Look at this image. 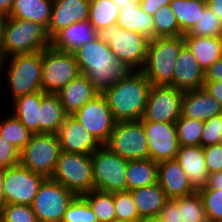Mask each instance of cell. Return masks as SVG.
Listing matches in <instances>:
<instances>
[{"label":"cell","mask_w":222,"mask_h":222,"mask_svg":"<svg viewBox=\"0 0 222 222\" xmlns=\"http://www.w3.org/2000/svg\"><path fill=\"white\" fill-rule=\"evenodd\" d=\"M72 53L81 74L88 78L99 94H103L132 71L123 61L118 60L108 44L98 37Z\"/></svg>","instance_id":"cell-1"},{"label":"cell","mask_w":222,"mask_h":222,"mask_svg":"<svg viewBox=\"0 0 222 222\" xmlns=\"http://www.w3.org/2000/svg\"><path fill=\"white\" fill-rule=\"evenodd\" d=\"M151 83L141 70H132L106 90L109 109L116 122L143 118Z\"/></svg>","instance_id":"cell-2"},{"label":"cell","mask_w":222,"mask_h":222,"mask_svg":"<svg viewBox=\"0 0 222 222\" xmlns=\"http://www.w3.org/2000/svg\"><path fill=\"white\" fill-rule=\"evenodd\" d=\"M48 47H51V38L44 25L7 17L4 24L0 60L12 55L43 51Z\"/></svg>","instance_id":"cell-3"},{"label":"cell","mask_w":222,"mask_h":222,"mask_svg":"<svg viewBox=\"0 0 222 222\" xmlns=\"http://www.w3.org/2000/svg\"><path fill=\"white\" fill-rule=\"evenodd\" d=\"M7 65L8 67H6ZM3 70H5V75L8 76L6 80L8 79L7 86L10 87L9 94L12 95V100L29 93L42 91V51L29 54L12 55L1 59L0 83L2 82V77L4 78Z\"/></svg>","instance_id":"cell-4"},{"label":"cell","mask_w":222,"mask_h":222,"mask_svg":"<svg viewBox=\"0 0 222 222\" xmlns=\"http://www.w3.org/2000/svg\"><path fill=\"white\" fill-rule=\"evenodd\" d=\"M184 45L183 36L150 40L141 71L151 85L172 86L176 59Z\"/></svg>","instance_id":"cell-5"},{"label":"cell","mask_w":222,"mask_h":222,"mask_svg":"<svg viewBox=\"0 0 222 222\" xmlns=\"http://www.w3.org/2000/svg\"><path fill=\"white\" fill-rule=\"evenodd\" d=\"M100 40L108 44L118 60L131 70H141L145 64L150 40L145 36L121 29L117 23L98 31Z\"/></svg>","instance_id":"cell-6"},{"label":"cell","mask_w":222,"mask_h":222,"mask_svg":"<svg viewBox=\"0 0 222 222\" xmlns=\"http://www.w3.org/2000/svg\"><path fill=\"white\" fill-rule=\"evenodd\" d=\"M51 179L76 196L88 193L94 189L91 155L61 151Z\"/></svg>","instance_id":"cell-7"},{"label":"cell","mask_w":222,"mask_h":222,"mask_svg":"<svg viewBox=\"0 0 222 222\" xmlns=\"http://www.w3.org/2000/svg\"><path fill=\"white\" fill-rule=\"evenodd\" d=\"M60 153L57 134L33 133L31 140L20 151L19 164L32 172L51 178Z\"/></svg>","instance_id":"cell-8"},{"label":"cell","mask_w":222,"mask_h":222,"mask_svg":"<svg viewBox=\"0 0 222 222\" xmlns=\"http://www.w3.org/2000/svg\"><path fill=\"white\" fill-rule=\"evenodd\" d=\"M81 74L72 52L48 47L42 51L41 87L45 93L58 94Z\"/></svg>","instance_id":"cell-9"},{"label":"cell","mask_w":222,"mask_h":222,"mask_svg":"<svg viewBox=\"0 0 222 222\" xmlns=\"http://www.w3.org/2000/svg\"><path fill=\"white\" fill-rule=\"evenodd\" d=\"M94 189L103 192L127 191L126 171L128 160L102 145L91 154Z\"/></svg>","instance_id":"cell-10"},{"label":"cell","mask_w":222,"mask_h":222,"mask_svg":"<svg viewBox=\"0 0 222 222\" xmlns=\"http://www.w3.org/2000/svg\"><path fill=\"white\" fill-rule=\"evenodd\" d=\"M104 146L128 161L150 158L145 131L140 120L116 122Z\"/></svg>","instance_id":"cell-11"},{"label":"cell","mask_w":222,"mask_h":222,"mask_svg":"<svg viewBox=\"0 0 222 222\" xmlns=\"http://www.w3.org/2000/svg\"><path fill=\"white\" fill-rule=\"evenodd\" d=\"M75 197L59 182L46 178L31 206L38 222H62L68 205Z\"/></svg>","instance_id":"cell-12"},{"label":"cell","mask_w":222,"mask_h":222,"mask_svg":"<svg viewBox=\"0 0 222 222\" xmlns=\"http://www.w3.org/2000/svg\"><path fill=\"white\" fill-rule=\"evenodd\" d=\"M46 177L20 164L4 169L3 194L5 204L32 205Z\"/></svg>","instance_id":"cell-13"},{"label":"cell","mask_w":222,"mask_h":222,"mask_svg":"<svg viewBox=\"0 0 222 222\" xmlns=\"http://www.w3.org/2000/svg\"><path fill=\"white\" fill-rule=\"evenodd\" d=\"M183 94L172 86L152 85L141 120L175 123L181 116Z\"/></svg>","instance_id":"cell-14"},{"label":"cell","mask_w":222,"mask_h":222,"mask_svg":"<svg viewBox=\"0 0 222 222\" xmlns=\"http://www.w3.org/2000/svg\"><path fill=\"white\" fill-rule=\"evenodd\" d=\"M72 116L95 136L102 145L109 140L116 123L103 94L95 96L74 112Z\"/></svg>","instance_id":"cell-15"},{"label":"cell","mask_w":222,"mask_h":222,"mask_svg":"<svg viewBox=\"0 0 222 222\" xmlns=\"http://www.w3.org/2000/svg\"><path fill=\"white\" fill-rule=\"evenodd\" d=\"M140 121L145 131L150 159L157 163L175 159L180 146L175 123Z\"/></svg>","instance_id":"cell-16"},{"label":"cell","mask_w":222,"mask_h":222,"mask_svg":"<svg viewBox=\"0 0 222 222\" xmlns=\"http://www.w3.org/2000/svg\"><path fill=\"white\" fill-rule=\"evenodd\" d=\"M61 151L91 155L102 144L78 120L68 115L57 132Z\"/></svg>","instance_id":"cell-17"},{"label":"cell","mask_w":222,"mask_h":222,"mask_svg":"<svg viewBox=\"0 0 222 222\" xmlns=\"http://www.w3.org/2000/svg\"><path fill=\"white\" fill-rule=\"evenodd\" d=\"M90 0H53L51 18L47 28L52 39L69 25L89 19Z\"/></svg>","instance_id":"cell-18"},{"label":"cell","mask_w":222,"mask_h":222,"mask_svg":"<svg viewBox=\"0 0 222 222\" xmlns=\"http://www.w3.org/2000/svg\"><path fill=\"white\" fill-rule=\"evenodd\" d=\"M157 183L168 199L188 196L196 192L176 159L158 163Z\"/></svg>","instance_id":"cell-19"},{"label":"cell","mask_w":222,"mask_h":222,"mask_svg":"<svg viewBox=\"0 0 222 222\" xmlns=\"http://www.w3.org/2000/svg\"><path fill=\"white\" fill-rule=\"evenodd\" d=\"M205 71L199 66L191 51L184 45L176 59L172 87L181 91L203 88Z\"/></svg>","instance_id":"cell-20"},{"label":"cell","mask_w":222,"mask_h":222,"mask_svg":"<svg viewBox=\"0 0 222 222\" xmlns=\"http://www.w3.org/2000/svg\"><path fill=\"white\" fill-rule=\"evenodd\" d=\"M222 114V106L204 88L184 91L181 102V116L206 121Z\"/></svg>","instance_id":"cell-21"},{"label":"cell","mask_w":222,"mask_h":222,"mask_svg":"<svg viewBox=\"0 0 222 222\" xmlns=\"http://www.w3.org/2000/svg\"><path fill=\"white\" fill-rule=\"evenodd\" d=\"M175 159L185 171L196 191L206 186L209 172L202 146L180 145Z\"/></svg>","instance_id":"cell-22"},{"label":"cell","mask_w":222,"mask_h":222,"mask_svg":"<svg viewBox=\"0 0 222 222\" xmlns=\"http://www.w3.org/2000/svg\"><path fill=\"white\" fill-rule=\"evenodd\" d=\"M117 25L121 29L137 32L148 40L155 39L153 16L142 10L139 0H131L120 8Z\"/></svg>","instance_id":"cell-23"},{"label":"cell","mask_w":222,"mask_h":222,"mask_svg":"<svg viewBox=\"0 0 222 222\" xmlns=\"http://www.w3.org/2000/svg\"><path fill=\"white\" fill-rule=\"evenodd\" d=\"M97 36L98 32L89 20L80 21L59 31L51 39V46L59 51L74 52L78 47L92 41Z\"/></svg>","instance_id":"cell-24"},{"label":"cell","mask_w":222,"mask_h":222,"mask_svg":"<svg viewBox=\"0 0 222 222\" xmlns=\"http://www.w3.org/2000/svg\"><path fill=\"white\" fill-rule=\"evenodd\" d=\"M99 93L94 89L88 78L80 74L58 93L65 112L72 115Z\"/></svg>","instance_id":"cell-25"},{"label":"cell","mask_w":222,"mask_h":222,"mask_svg":"<svg viewBox=\"0 0 222 222\" xmlns=\"http://www.w3.org/2000/svg\"><path fill=\"white\" fill-rule=\"evenodd\" d=\"M46 93L36 91L12 100V111L15 117L32 133H40L39 114L42 97Z\"/></svg>","instance_id":"cell-26"},{"label":"cell","mask_w":222,"mask_h":222,"mask_svg":"<svg viewBox=\"0 0 222 222\" xmlns=\"http://www.w3.org/2000/svg\"><path fill=\"white\" fill-rule=\"evenodd\" d=\"M68 114L58 94L46 93L41 100L40 133L57 134Z\"/></svg>","instance_id":"cell-27"},{"label":"cell","mask_w":222,"mask_h":222,"mask_svg":"<svg viewBox=\"0 0 222 222\" xmlns=\"http://www.w3.org/2000/svg\"><path fill=\"white\" fill-rule=\"evenodd\" d=\"M141 217L159 216L168 198L158 183L130 190Z\"/></svg>","instance_id":"cell-28"},{"label":"cell","mask_w":222,"mask_h":222,"mask_svg":"<svg viewBox=\"0 0 222 222\" xmlns=\"http://www.w3.org/2000/svg\"><path fill=\"white\" fill-rule=\"evenodd\" d=\"M185 45L196 58L199 66L206 71L215 61L221 59L219 37L183 36Z\"/></svg>","instance_id":"cell-29"},{"label":"cell","mask_w":222,"mask_h":222,"mask_svg":"<svg viewBox=\"0 0 222 222\" xmlns=\"http://www.w3.org/2000/svg\"><path fill=\"white\" fill-rule=\"evenodd\" d=\"M53 0H13L8 17L37 22L48 28Z\"/></svg>","instance_id":"cell-30"},{"label":"cell","mask_w":222,"mask_h":222,"mask_svg":"<svg viewBox=\"0 0 222 222\" xmlns=\"http://www.w3.org/2000/svg\"><path fill=\"white\" fill-rule=\"evenodd\" d=\"M158 163L152 159L129 160L126 171L127 191L157 183Z\"/></svg>","instance_id":"cell-31"},{"label":"cell","mask_w":222,"mask_h":222,"mask_svg":"<svg viewBox=\"0 0 222 222\" xmlns=\"http://www.w3.org/2000/svg\"><path fill=\"white\" fill-rule=\"evenodd\" d=\"M169 5L183 34L194 27L207 7V3L199 0H172Z\"/></svg>","instance_id":"cell-32"},{"label":"cell","mask_w":222,"mask_h":222,"mask_svg":"<svg viewBox=\"0 0 222 222\" xmlns=\"http://www.w3.org/2000/svg\"><path fill=\"white\" fill-rule=\"evenodd\" d=\"M120 8L112 0H90L89 22L98 32L117 23Z\"/></svg>","instance_id":"cell-33"},{"label":"cell","mask_w":222,"mask_h":222,"mask_svg":"<svg viewBox=\"0 0 222 222\" xmlns=\"http://www.w3.org/2000/svg\"><path fill=\"white\" fill-rule=\"evenodd\" d=\"M0 118V137L9 141L20 152L31 140L33 133L12 113Z\"/></svg>","instance_id":"cell-34"},{"label":"cell","mask_w":222,"mask_h":222,"mask_svg":"<svg viewBox=\"0 0 222 222\" xmlns=\"http://www.w3.org/2000/svg\"><path fill=\"white\" fill-rule=\"evenodd\" d=\"M82 197L93 210L98 222H116L114 193L93 189L83 194Z\"/></svg>","instance_id":"cell-35"},{"label":"cell","mask_w":222,"mask_h":222,"mask_svg":"<svg viewBox=\"0 0 222 222\" xmlns=\"http://www.w3.org/2000/svg\"><path fill=\"white\" fill-rule=\"evenodd\" d=\"M155 38L159 37H180L184 34L180 30L176 16L170 5L160 7L153 15Z\"/></svg>","instance_id":"cell-36"},{"label":"cell","mask_w":222,"mask_h":222,"mask_svg":"<svg viewBox=\"0 0 222 222\" xmlns=\"http://www.w3.org/2000/svg\"><path fill=\"white\" fill-rule=\"evenodd\" d=\"M179 145H200L204 121L180 116L175 122Z\"/></svg>","instance_id":"cell-37"},{"label":"cell","mask_w":222,"mask_h":222,"mask_svg":"<svg viewBox=\"0 0 222 222\" xmlns=\"http://www.w3.org/2000/svg\"><path fill=\"white\" fill-rule=\"evenodd\" d=\"M180 216L181 222H209L198 191L180 197Z\"/></svg>","instance_id":"cell-38"},{"label":"cell","mask_w":222,"mask_h":222,"mask_svg":"<svg viewBox=\"0 0 222 222\" xmlns=\"http://www.w3.org/2000/svg\"><path fill=\"white\" fill-rule=\"evenodd\" d=\"M221 33L220 19L211 9L206 7L194 27L183 36L219 37Z\"/></svg>","instance_id":"cell-39"},{"label":"cell","mask_w":222,"mask_h":222,"mask_svg":"<svg viewBox=\"0 0 222 222\" xmlns=\"http://www.w3.org/2000/svg\"><path fill=\"white\" fill-rule=\"evenodd\" d=\"M116 222H138L141 218L130 191L114 193Z\"/></svg>","instance_id":"cell-40"},{"label":"cell","mask_w":222,"mask_h":222,"mask_svg":"<svg viewBox=\"0 0 222 222\" xmlns=\"http://www.w3.org/2000/svg\"><path fill=\"white\" fill-rule=\"evenodd\" d=\"M62 222H98L96 215L82 196H76L68 205Z\"/></svg>","instance_id":"cell-41"},{"label":"cell","mask_w":222,"mask_h":222,"mask_svg":"<svg viewBox=\"0 0 222 222\" xmlns=\"http://www.w3.org/2000/svg\"><path fill=\"white\" fill-rule=\"evenodd\" d=\"M209 222H222V190L201 188L198 190Z\"/></svg>","instance_id":"cell-42"},{"label":"cell","mask_w":222,"mask_h":222,"mask_svg":"<svg viewBox=\"0 0 222 222\" xmlns=\"http://www.w3.org/2000/svg\"><path fill=\"white\" fill-rule=\"evenodd\" d=\"M0 222H38L30 205L5 204L0 209Z\"/></svg>","instance_id":"cell-43"},{"label":"cell","mask_w":222,"mask_h":222,"mask_svg":"<svg viewBox=\"0 0 222 222\" xmlns=\"http://www.w3.org/2000/svg\"><path fill=\"white\" fill-rule=\"evenodd\" d=\"M222 133V114L204 121L200 146L219 144Z\"/></svg>","instance_id":"cell-44"},{"label":"cell","mask_w":222,"mask_h":222,"mask_svg":"<svg viewBox=\"0 0 222 222\" xmlns=\"http://www.w3.org/2000/svg\"><path fill=\"white\" fill-rule=\"evenodd\" d=\"M20 152L9 141L0 137V169H7L19 164Z\"/></svg>","instance_id":"cell-45"},{"label":"cell","mask_w":222,"mask_h":222,"mask_svg":"<svg viewBox=\"0 0 222 222\" xmlns=\"http://www.w3.org/2000/svg\"><path fill=\"white\" fill-rule=\"evenodd\" d=\"M209 174L222 171V144L203 147Z\"/></svg>","instance_id":"cell-46"},{"label":"cell","mask_w":222,"mask_h":222,"mask_svg":"<svg viewBox=\"0 0 222 222\" xmlns=\"http://www.w3.org/2000/svg\"><path fill=\"white\" fill-rule=\"evenodd\" d=\"M159 217L163 222H181L180 216V197L174 199H168Z\"/></svg>","instance_id":"cell-47"},{"label":"cell","mask_w":222,"mask_h":222,"mask_svg":"<svg viewBox=\"0 0 222 222\" xmlns=\"http://www.w3.org/2000/svg\"><path fill=\"white\" fill-rule=\"evenodd\" d=\"M172 0H139L144 12L153 16L160 7L169 5Z\"/></svg>","instance_id":"cell-48"},{"label":"cell","mask_w":222,"mask_h":222,"mask_svg":"<svg viewBox=\"0 0 222 222\" xmlns=\"http://www.w3.org/2000/svg\"><path fill=\"white\" fill-rule=\"evenodd\" d=\"M222 81V59L215 61L205 71V82Z\"/></svg>","instance_id":"cell-49"},{"label":"cell","mask_w":222,"mask_h":222,"mask_svg":"<svg viewBox=\"0 0 222 222\" xmlns=\"http://www.w3.org/2000/svg\"><path fill=\"white\" fill-rule=\"evenodd\" d=\"M203 88L222 106V81L204 82Z\"/></svg>","instance_id":"cell-50"},{"label":"cell","mask_w":222,"mask_h":222,"mask_svg":"<svg viewBox=\"0 0 222 222\" xmlns=\"http://www.w3.org/2000/svg\"><path fill=\"white\" fill-rule=\"evenodd\" d=\"M204 188L222 190V171L209 174L208 182Z\"/></svg>","instance_id":"cell-51"},{"label":"cell","mask_w":222,"mask_h":222,"mask_svg":"<svg viewBox=\"0 0 222 222\" xmlns=\"http://www.w3.org/2000/svg\"><path fill=\"white\" fill-rule=\"evenodd\" d=\"M207 7L218 16L222 23V0H209Z\"/></svg>","instance_id":"cell-52"},{"label":"cell","mask_w":222,"mask_h":222,"mask_svg":"<svg viewBox=\"0 0 222 222\" xmlns=\"http://www.w3.org/2000/svg\"><path fill=\"white\" fill-rule=\"evenodd\" d=\"M13 5V0H0V13L9 16Z\"/></svg>","instance_id":"cell-53"},{"label":"cell","mask_w":222,"mask_h":222,"mask_svg":"<svg viewBox=\"0 0 222 222\" xmlns=\"http://www.w3.org/2000/svg\"><path fill=\"white\" fill-rule=\"evenodd\" d=\"M3 184H4V169H0V209L5 205Z\"/></svg>","instance_id":"cell-54"},{"label":"cell","mask_w":222,"mask_h":222,"mask_svg":"<svg viewBox=\"0 0 222 222\" xmlns=\"http://www.w3.org/2000/svg\"><path fill=\"white\" fill-rule=\"evenodd\" d=\"M7 16L0 13V54H1V44L3 39V31H4V24L6 22Z\"/></svg>","instance_id":"cell-55"},{"label":"cell","mask_w":222,"mask_h":222,"mask_svg":"<svg viewBox=\"0 0 222 222\" xmlns=\"http://www.w3.org/2000/svg\"><path fill=\"white\" fill-rule=\"evenodd\" d=\"M138 222H163L159 216L141 217Z\"/></svg>","instance_id":"cell-56"},{"label":"cell","mask_w":222,"mask_h":222,"mask_svg":"<svg viewBox=\"0 0 222 222\" xmlns=\"http://www.w3.org/2000/svg\"><path fill=\"white\" fill-rule=\"evenodd\" d=\"M119 8L126 6L131 0H112Z\"/></svg>","instance_id":"cell-57"},{"label":"cell","mask_w":222,"mask_h":222,"mask_svg":"<svg viewBox=\"0 0 222 222\" xmlns=\"http://www.w3.org/2000/svg\"><path fill=\"white\" fill-rule=\"evenodd\" d=\"M220 39V45H221V59H222V33L219 36Z\"/></svg>","instance_id":"cell-58"},{"label":"cell","mask_w":222,"mask_h":222,"mask_svg":"<svg viewBox=\"0 0 222 222\" xmlns=\"http://www.w3.org/2000/svg\"><path fill=\"white\" fill-rule=\"evenodd\" d=\"M219 144H222V133H221V136H220V142Z\"/></svg>","instance_id":"cell-59"},{"label":"cell","mask_w":222,"mask_h":222,"mask_svg":"<svg viewBox=\"0 0 222 222\" xmlns=\"http://www.w3.org/2000/svg\"><path fill=\"white\" fill-rule=\"evenodd\" d=\"M199 1H202V2H205V3H207L209 0H199Z\"/></svg>","instance_id":"cell-60"}]
</instances>
